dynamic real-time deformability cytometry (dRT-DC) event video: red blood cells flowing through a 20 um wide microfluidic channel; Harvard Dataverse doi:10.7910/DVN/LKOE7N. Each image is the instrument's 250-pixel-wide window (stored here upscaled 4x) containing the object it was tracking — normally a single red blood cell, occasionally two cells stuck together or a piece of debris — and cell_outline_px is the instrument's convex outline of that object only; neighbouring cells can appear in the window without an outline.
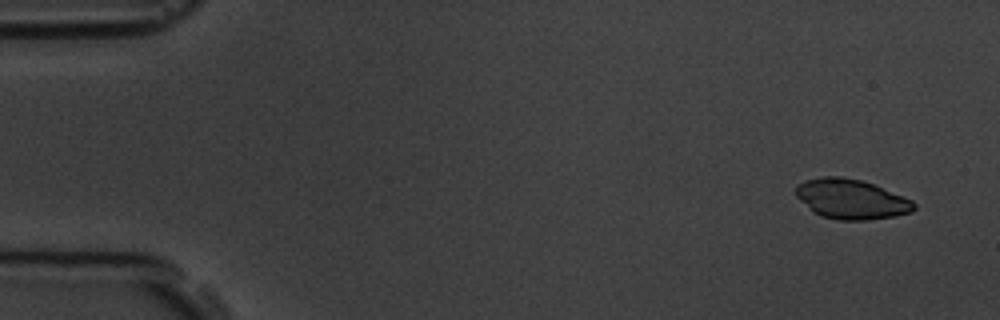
{"species": "common noctule bat (a hibernating species)", "species_latin": "Nyctalus noctula", "temperature_condition": "room temperature", "stored_images_in_passage": 8, "camera_frame_rate_fps": 3000, "um_per_image_px": 0.085, "animal": {"sex": "male", "body_mass_g": 19.5, "forearm_length_mm": 54.6}, "frame": {"image": 1, "passage_image": 1, "time_ms": 0.0, "image_size_px": [1000, 320], "cell_outline_px": [[916, 208], [912, 212], [896, 216], [868, 220], [836, 220], [820, 216], [812, 212], [796, 196], [796, 184], [804, 180], [820, 176], [840, 176], [860, 180], [872, 184], [912, 200], [916, 204]], "centroid_in_image_um": [72.32, 16.93], "position_along_channel_um": 12.7, "area_um2": 27.57}}